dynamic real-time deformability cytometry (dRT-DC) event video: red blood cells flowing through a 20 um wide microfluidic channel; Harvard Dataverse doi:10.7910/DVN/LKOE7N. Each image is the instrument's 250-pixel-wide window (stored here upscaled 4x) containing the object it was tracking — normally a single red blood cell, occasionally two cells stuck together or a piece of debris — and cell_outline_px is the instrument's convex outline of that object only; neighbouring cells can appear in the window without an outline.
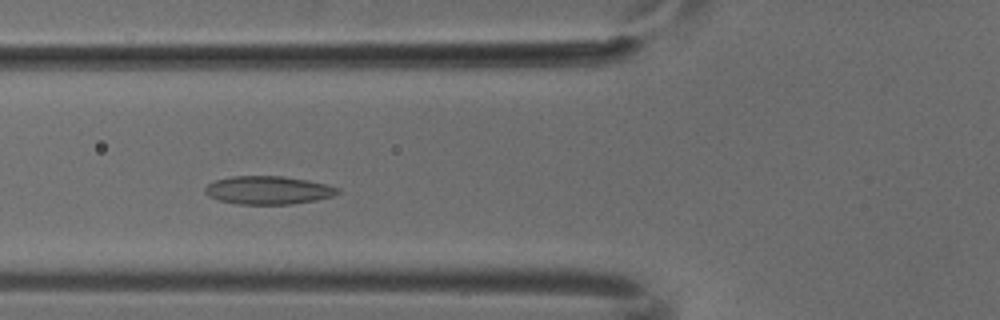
{"species": "common noctule bat (a hibernating species)", "species_latin": "Nyctalus noctula", "temperature_condition": "cold", "stored_images_in_passage": 7, "camera_frame_rate_fps": 3000, "um_per_image_px": 0.085, "animal": {"sex": "male", "body_mass_g": 18.8}, "frame": {"image": 1, "passage_image": 4, "time_ms": 1.0, "image_size_px": [1000, 320], "cell_outline_px": [[340, 192], [332, 196], [316, 200], [292, 204], [240, 204], [220, 200], [208, 196], [204, 192], [204, 188], [208, 184], [216, 180], [232, 176], [284, 176], [308, 180], [340, 188]], "centroid_in_image_um": [22.8, 16.16], "position_along_channel_um": 103.0, "area_um2": 21.73}}
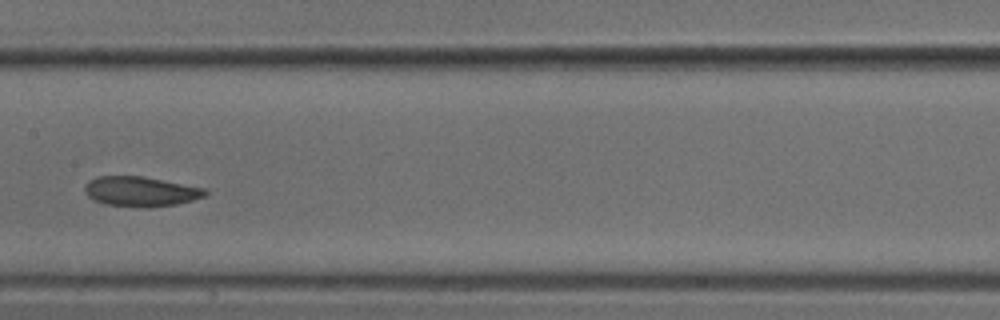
{"frame": {"image": 2, "passage_image": 6, "time_ms": 1.667, "image_size_px": [1000, 320], "cell_outline_px": [[208, 192], [204, 196], [192, 200], [176, 204], [148, 208], [104, 204], [92, 200], [84, 192], [84, 188], [88, 180], [96, 176], [140, 176], [204, 188]], "centroid_in_image_um": [11.89, 16.28], "position_along_channel_um": 195.5, "area_um2": 20.92}}
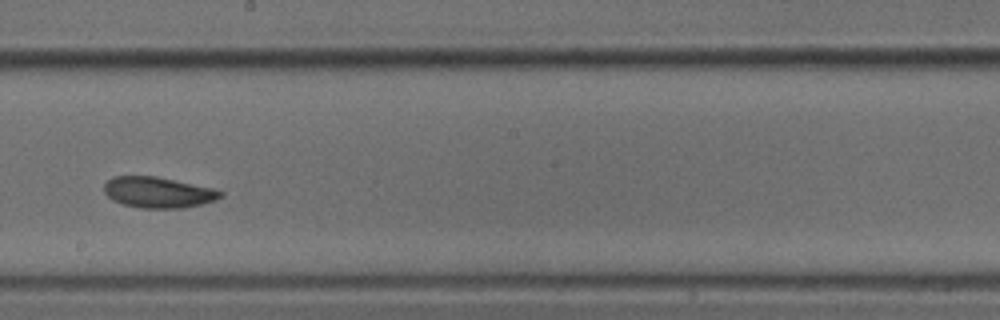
{"frame": {"image": 3, "passage_image": 7, "time_ms": 2.0, "image_size_px": [1000, 320], "cell_outline_px": [[224, 196], [216, 200], [184, 208], [140, 208], [124, 204], [112, 200], [104, 192], [104, 184], [112, 176], [156, 176], [216, 188], [224, 192]], "centroid_in_image_um": [13.48, 16.34], "position_along_channel_um": 234.7, "area_um2": 21.15}}